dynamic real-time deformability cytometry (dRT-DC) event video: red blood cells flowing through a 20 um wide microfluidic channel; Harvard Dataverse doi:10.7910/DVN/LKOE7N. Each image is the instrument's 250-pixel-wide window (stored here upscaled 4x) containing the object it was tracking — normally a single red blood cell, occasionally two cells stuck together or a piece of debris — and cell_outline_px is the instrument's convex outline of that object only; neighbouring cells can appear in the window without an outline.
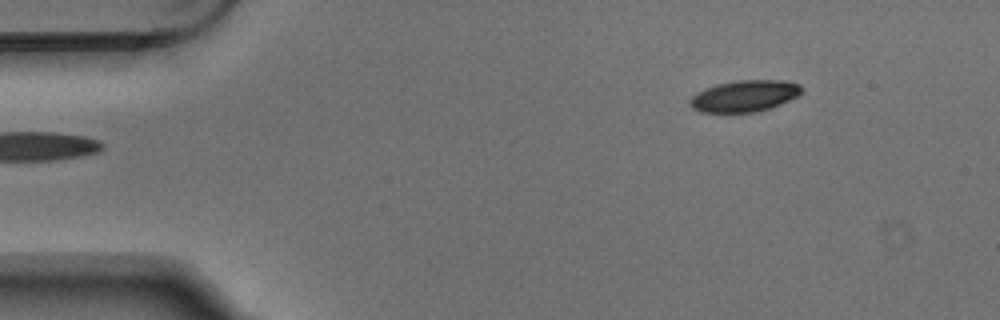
{"species": "Egyptian fruit bat (a non-hibernating species)", "species_latin": "Rousettus aegyptiacus", "temperature_condition": "warm", "stored_images_in_passage": 3, "camera_frame_rate_fps": 3000, "um_per_image_px": 0.085, "animal": {"sex": "male"}, "frame": {"image": 1, "passage_image": 1, "time_ms": 0.0, "image_size_px": [1000, 320], "cell_outline_px": [[804, 88], [796, 96], [780, 104], [756, 112], [700, 112], [692, 108], [688, 104], [688, 100], [696, 92], [704, 88], [716, 84], [736, 80], [780, 80], [800, 84]], "centroid_in_image_um": [63.22, 8.15], "position_along_channel_um": 21.8, "area_um2": 20.52}}